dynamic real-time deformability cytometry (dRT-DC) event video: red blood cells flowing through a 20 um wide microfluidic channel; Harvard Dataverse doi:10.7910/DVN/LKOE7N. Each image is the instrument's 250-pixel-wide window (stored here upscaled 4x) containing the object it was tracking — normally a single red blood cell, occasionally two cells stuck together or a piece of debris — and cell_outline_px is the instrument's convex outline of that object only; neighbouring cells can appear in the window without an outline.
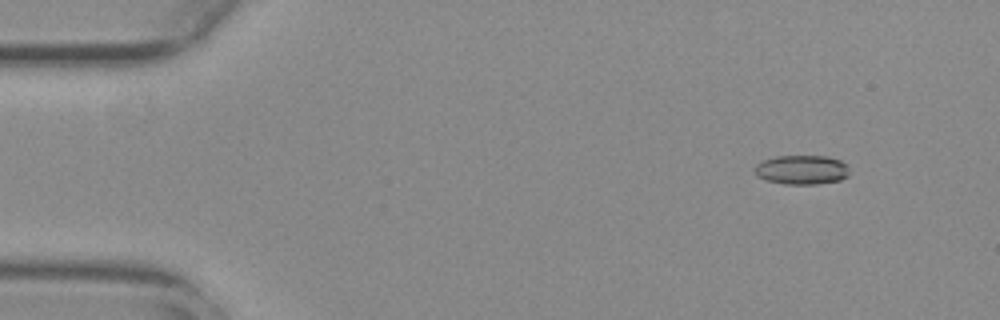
{"species": "common noctule bat (a hibernating species)", "species_latin": "Nyctalus noctula", "temperature_condition": "warm", "stored_images_in_passage": 55, "camera_frame_rate_fps": 3000, "um_per_image_px": 0.085, "animal": {"sex": "female", "body_mass_g": 29.2, "forearm_length_mm": 56.3}, "frame": {"image": 1, "passage_image": 5, "time_ms": 1.333, "image_size_px": [1000, 320], "cell_outline_px": [[848, 176], [840, 180], [816, 184], [784, 184], [768, 180], [756, 176], [756, 164], [764, 160], [776, 156], [828, 156], [840, 160], [848, 164]], "centroid_in_image_um": [68.18, 14.42], "position_along_channel_um": 16.8, "area_um2": 16.13}}
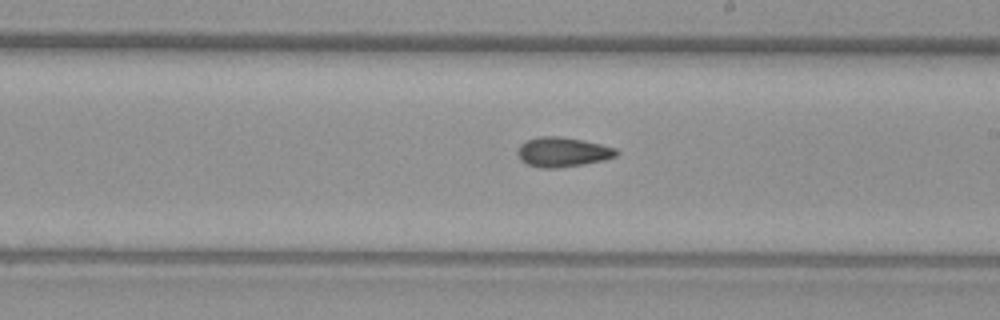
{"frame": {"image": 2, "passage_image": 31, "time_ms": 10.0, "image_size_px": [1000, 320], "cell_outline_px": [[620, 152], [616, 156], [604, 160], [584, 164], [556, 168], [540, 168], [528, 164], [520, 160], [516, 152], [520, 144], [528, 140], [540, 136], [560, 136], [600, 144], [616, 148]], "centroid_in_image_um": [47.81, 12.93], "position_along_channel_um": 241.2, "area_um2": 17.05}}
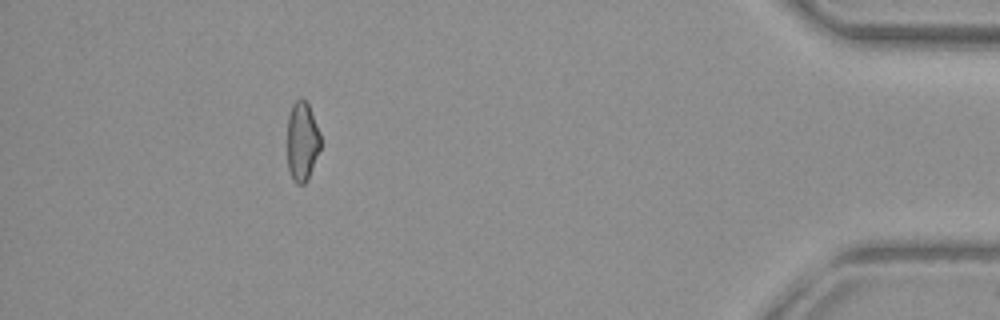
{"frame": {"image": 3, "passage_image": 49, "time_ms": 16.0, "image_size_px": [1000, 320], "cell_outline_px": [[320, 148], [308, 180], [304, 184], [296, 184], [292, 180], [288, 168], [288, 116], [292, 104], [300, 96], [308, 104], [316, 124], [320, 136]], "centroid_in_image_um": [25.67, 12.04], "position_along_channel_um": 409.5, "area_um2": 15.32}}